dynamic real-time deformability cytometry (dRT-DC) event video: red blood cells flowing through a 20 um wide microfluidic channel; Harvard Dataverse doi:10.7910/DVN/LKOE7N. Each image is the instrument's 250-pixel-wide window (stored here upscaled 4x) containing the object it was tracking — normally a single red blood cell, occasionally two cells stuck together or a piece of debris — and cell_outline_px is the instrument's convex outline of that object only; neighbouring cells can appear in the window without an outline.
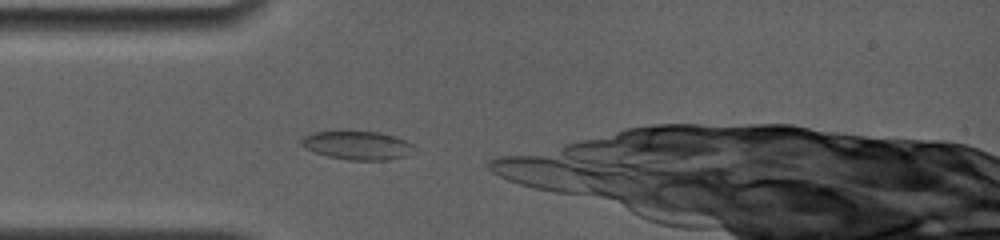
{"species": "common noctule bat (a hibernating species)", "species_latin": "Nyctalus noctula", "temperature_condition": "room temperature", "stored_images_in_passage": 4, "camera_frame_rate_fps": 4000, "um_per_image_px": 0.085, "animal": {"sex": "female", "body_mass_g": 19.0, "forearm_length_mm": 56.7}, "frame": {"image": 1, "passage_image": 1, "time_ms": 0.0, "image_size_px": [1000, 240], "cell_outline_px": [[412, 144], [404, 156], [388, 160], [348, 160], [328, 156], [304, 148], [300, 144], [300, 140], [304, 136], [312, 132], [348, 128], [380, 132], [396, 136]], "centroid_in_image_um": [30.25, 12.29], "position_along_channel_um": 54.7, "area_um2": 19.31}}